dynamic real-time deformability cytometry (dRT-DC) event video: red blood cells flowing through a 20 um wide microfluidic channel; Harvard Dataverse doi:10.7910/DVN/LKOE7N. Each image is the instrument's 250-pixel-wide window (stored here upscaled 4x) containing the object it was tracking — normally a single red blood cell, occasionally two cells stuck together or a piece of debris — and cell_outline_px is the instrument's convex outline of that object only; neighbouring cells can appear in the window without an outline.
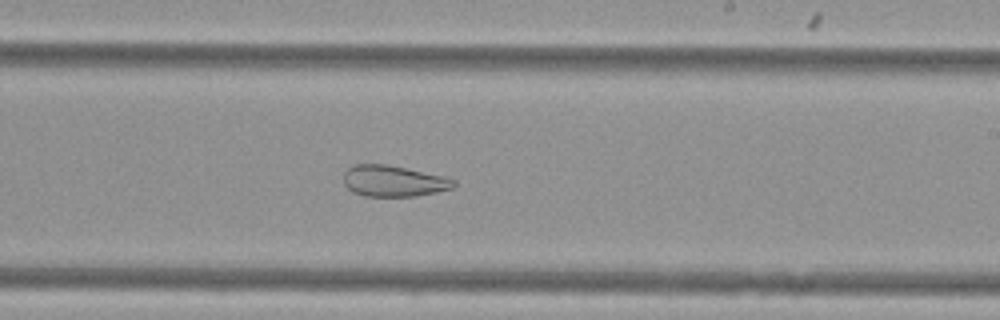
{"species": "Egyptian fruit bat (a non-hibernating species)", "species_latin": "Rousettus aegyptiacus", "temperature_condition": "cold", "stored_images_in_passage": 54, "camera_frame_rate_fps": 3000, "um_per_image_px": 0.085, "animal": {"sex": "female"}, "frame": {"image": 1, "passage_image": 33, "time_ms": 10.667, "image_size_px": [1000, 320], "cell_outline_px": [[456, 184], [452, 188], [436, 192], [416, 196], [364, 196], [352, 192], [344, 184], [344, 172], [348, 168], [356, 164], [384, 164], [444, 176], [456, 180]], "centroid_in_image_um": [33.44, 15.39], "position_along_channel_um": 255.6, "area_um2": 19.88}}
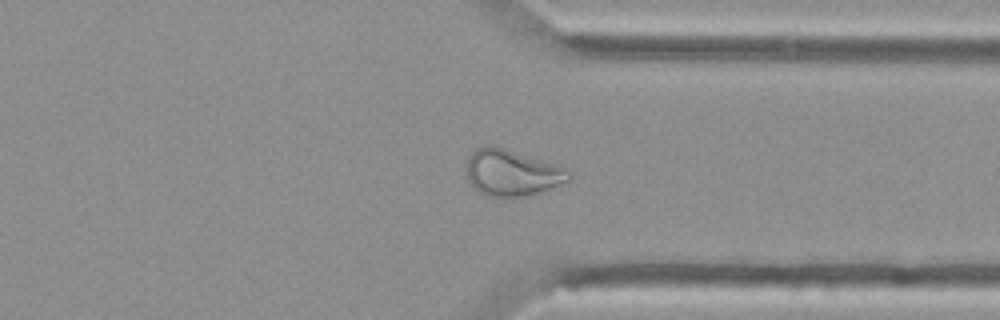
{"frame": {"image": 2, "passage_image": 42, "time_ms": 13.667, "image_size_px": [1000, 320], "cell_outline_px": [[572, 180], [540, 192], [528, 196], [484, 196], [468, 180], [468, 156], [476, 148], [488, 144], [492, 144], [556, 164], [568, 168], [572, 172]], "centroid_in_image_um": [43.57, 14.67], "position_along_channel_um": 367.8, "area_um2": 27.74}}
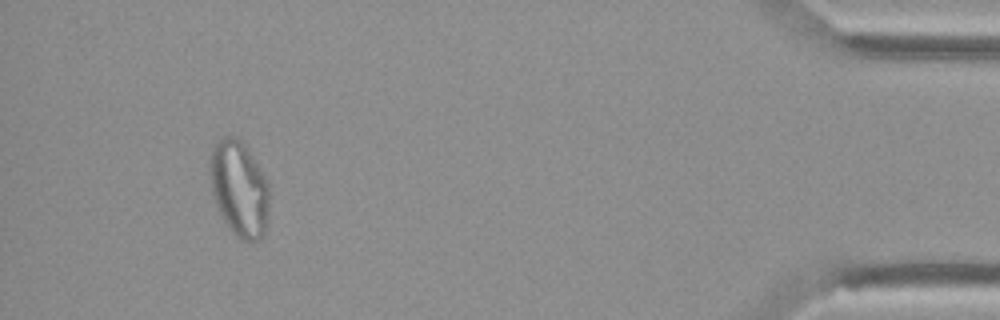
{"frame": {"image": 3, "passage_image": 51, "time_ms": 16.667, "image_size_px": [1000, 320], "cell_outline_px": [[268, 220], [264, 232], [260, 240], [240, 240], [228, 228], [216, 208], [212, 192], [208, 172], [208, 164], [212, 148], [216, 140], [220, 136], [236, 136], [244, 144], [252, 156], [264, 176], [268, 184]], "centroid_in_image_um": [20.28, 16.03], "position_along_channel_um": 414.9, "area_um2": 33.52}}